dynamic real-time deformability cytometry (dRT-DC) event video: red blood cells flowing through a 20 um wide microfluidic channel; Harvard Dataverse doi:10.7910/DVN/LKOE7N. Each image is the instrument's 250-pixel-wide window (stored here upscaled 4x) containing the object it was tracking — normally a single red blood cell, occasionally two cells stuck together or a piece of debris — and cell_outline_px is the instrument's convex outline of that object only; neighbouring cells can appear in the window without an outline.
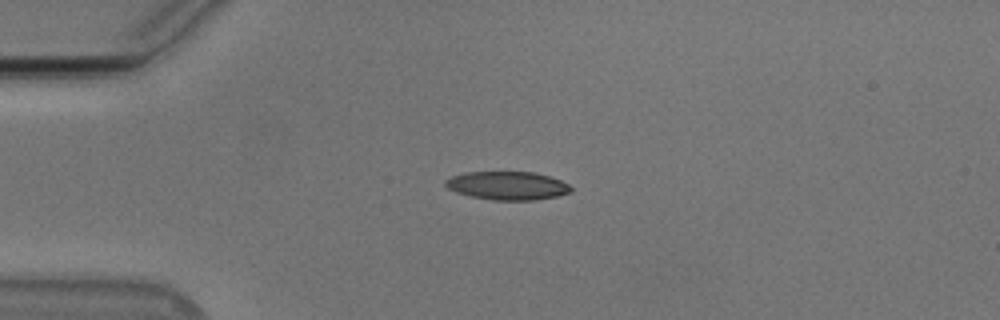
{"species": "Egyptian fruit bat (a non-hibernating species)", "species_latin": "Rousettus aegyptiacus", "temperature_condition": "cold", "stored_images_in_passage": 42, "camera_frame_rate_fps": 3000, "um_per_image_px": 0.085, "animal": {"sex": "male"}, "frame": {"image": 1, "passage_image": 1, "time_ms": 0.0, "image_size_px": [1000, 320], "cell_outline_px": [[572, 192], [556, 196], [536, 200], [492, 200], [472, 196], [456, 192], [448, 188], [444, 184], [444, 180], [452, 176], [464, 172], [536, 172], [552, 176], [568, 184], [572, 188]], "centroid_in_image_um": [43.15, 15.77], "position_along_channel_um": 41.9, "area_um2": 20.87}}
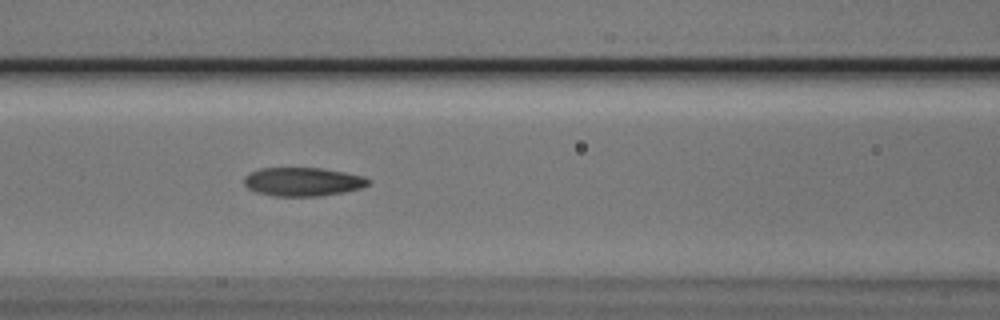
{"frame": {"image": 2, "passage_image": 11, "time_ms": 3.333, "image_size_px": [1000, 320], "cell_outline_px": [[372, 180], [368, 184], [360, 188], [344, 192], [320, 196], [276, 196], [256, 192], [248, 188], [244, 184], [244, 176], [248, 172], [260, 168], [320, 168], [344, 172], [364, 176]], "centroid_in_image_um": [25.72, 15.44], "position_along_channel_um": 140.9, "area_um2": 20.81}}
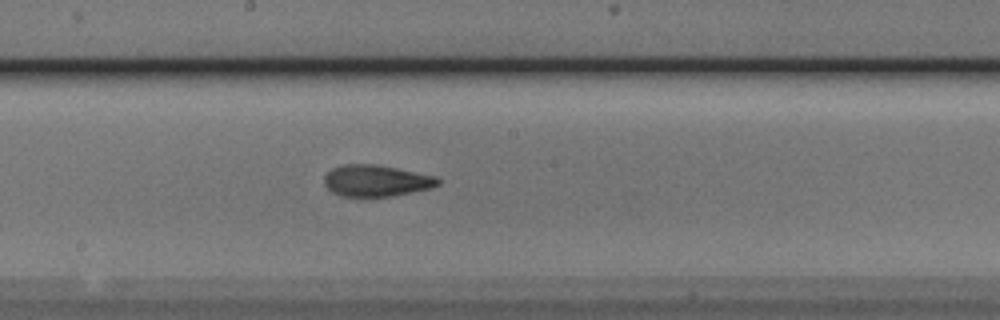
{"frame": {"image": 3, "passage_image": 17, "time_ms": 5.333, "image_size_px": [1000, 320], "cell_outline_px": [[440, 184], [432, 188], [392, 196], [340, 196], [332, 192], [324, 184], [324, 176], [332, 168], [344, 164], [372, 164], [396, 168], [436, 176], [440, 180]], "centroid_in_image_um": [31.98, 15.36], "position_along_channel_um": 216.2, "area_um2": 20.81}, "authors_computed_cell_mechanics": {"area_um2": 20.808, "velocity_mm_per_s": 3.781, "shape_relaxation_time_tau1_ms": 7.7501, "shape_relaxation_time_tau2_ms": 2.6015, "deformation_change_tau1": 0.1969, "deformation_change_tau2": 0.109}}